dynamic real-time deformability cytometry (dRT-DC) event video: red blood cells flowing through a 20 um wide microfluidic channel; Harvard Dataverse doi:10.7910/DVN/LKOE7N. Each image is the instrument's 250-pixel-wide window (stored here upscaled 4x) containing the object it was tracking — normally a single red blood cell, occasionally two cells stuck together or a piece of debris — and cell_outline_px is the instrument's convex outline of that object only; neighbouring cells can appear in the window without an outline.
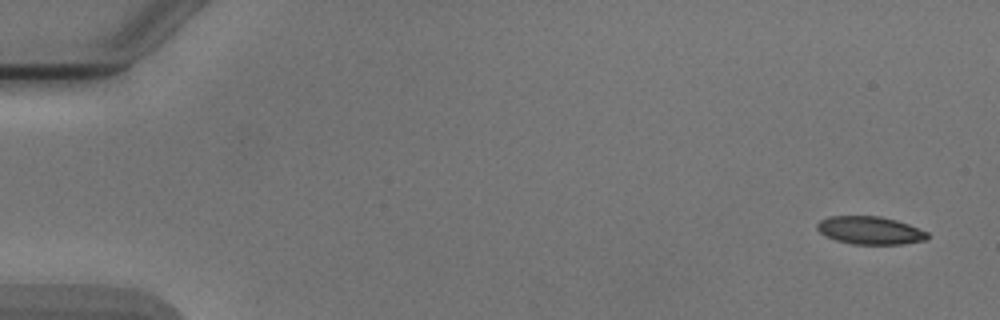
{"species": "Egyptian fruit bat (a non-hibernating species)", "species_latin": "Rousettus aegyptiacus", "temperature_condition": "cold", "stored_images_in_passage": 5, "camera_frame_rate_fps": 3000, "um_per_image_px": 0.085, "animal": {"sex": "male"}, "frame": {"image": 1, "passage_image": 1, "time_ms": 0.0, "image_size_px": [1000, 320], "cell_outline_px": [[928, 240], [900, 244], [852, 244], [836, 240], [820, 232], [816, 228], [816, 224], [820, 220], [828, 216], [880, 216], [896, 220], [908, 224], [928, 232]], "centroid_in_image_um": [73.95, 19.58], "position_along_channel_um": 11.0, "area_um2": 17.92}}
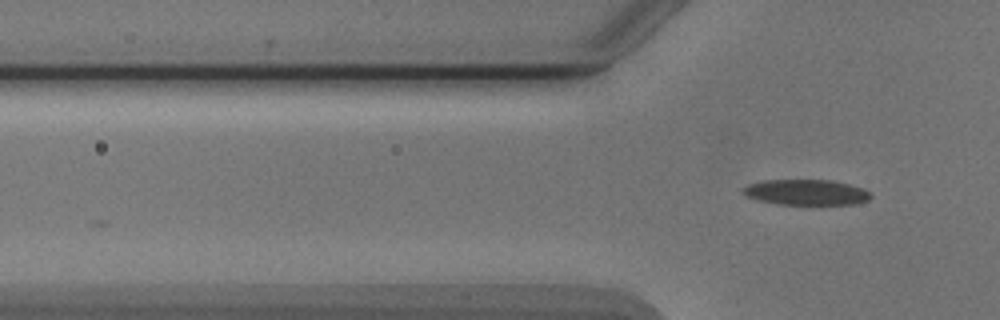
{"frame": {"image": 2, "passage_image": 5, "time_ms": 4.667, "image_size_px": [1000, 320], "cell_outline_px": [[872, 196], [868, 200], [856, 204], [776, 204], [744, 196], [740, 192], [740, 188], [748, 184], [760, 180], [832, 180], [864, 188]], "centroid_in_image_um": [68.46, 16.34], "position_along_channel_um": 57.3, "area_um2": 19.19}}